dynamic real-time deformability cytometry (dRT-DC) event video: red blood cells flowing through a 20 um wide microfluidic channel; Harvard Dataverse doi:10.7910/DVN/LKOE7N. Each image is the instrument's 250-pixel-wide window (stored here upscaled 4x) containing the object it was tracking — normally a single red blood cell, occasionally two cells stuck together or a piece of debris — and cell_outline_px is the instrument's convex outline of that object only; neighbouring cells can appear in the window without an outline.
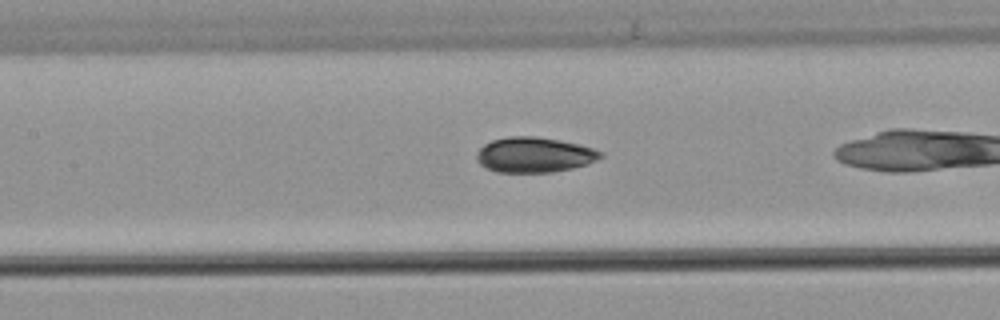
{"species": "common noctule bat (a hibernating species)", "species_latin": "Nyctalus noctula", "temperature_condition": "warm", "stored_images_in_passage": 29, "camera_frame_rate_fps": 3000, "um_per_image_px": 0.085, "animal": {"sex": "male", "body_mass_g": 21.5, "forearm_length_mm": 52.0}, "frame": {"image": 1, "passage_image": 17, "time_ms": 5.333, "image_size_px": [1000, 320], "cell_outline_px": [[604, 156], [588, 164], [572, 168], [552, 172], [496, 172], [484, 168], [476, 160], [476, 152], [484, 144], [492, 140], [508, 136], [536, 136], [560, 140], [580, 144], [604, 152]], "centroid_in_image_um": [45.41, 13.16], "position_along_channel_um": 162.0, "area_um2": 25.72}}